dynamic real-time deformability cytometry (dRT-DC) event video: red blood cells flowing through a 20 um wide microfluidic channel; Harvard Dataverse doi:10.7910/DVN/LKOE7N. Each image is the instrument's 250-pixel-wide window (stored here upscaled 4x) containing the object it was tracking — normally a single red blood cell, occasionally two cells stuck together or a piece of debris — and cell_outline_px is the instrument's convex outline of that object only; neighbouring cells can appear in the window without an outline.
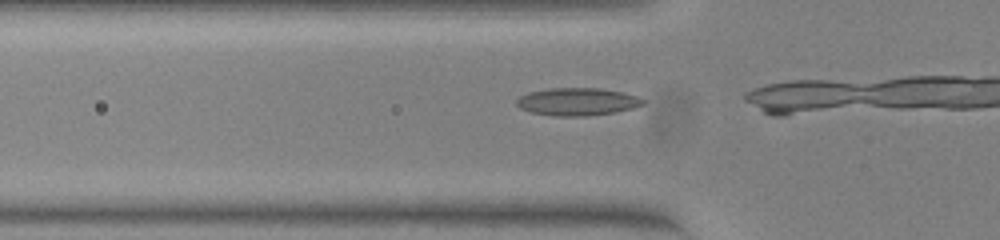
{"species": "common noctule bat (a hibernating species)", "species_latin": "Nyctalus noctula", "temperature_condition": "warm", "stored_images_in_passage": 21, "camera_frame_rate_fps": 3000, "um_per_image_px": 0.085, "animal": {"sex": "female", "body_mass_g": 23.0, "forearm_length_mm": 53.4}, "frame": {"image": 1, "passage_image": 19, "time_ms": 6.0, "image_size_px": [1000, 240], "cell_outline_px": [[644, 104], [632, 108], [616, 112], [584, 116], [556, 116], [532, 112], [520, 108], [516, 104], [516, 100], [520, 96], [528, 92], [552, 88], [600, 88], [620, 92], [636, 96], [644, 100]], "centroid_in_image_um": [49.05, 8.64], "position_along_channel_um": 76.7, "area_um2": 20.17}}